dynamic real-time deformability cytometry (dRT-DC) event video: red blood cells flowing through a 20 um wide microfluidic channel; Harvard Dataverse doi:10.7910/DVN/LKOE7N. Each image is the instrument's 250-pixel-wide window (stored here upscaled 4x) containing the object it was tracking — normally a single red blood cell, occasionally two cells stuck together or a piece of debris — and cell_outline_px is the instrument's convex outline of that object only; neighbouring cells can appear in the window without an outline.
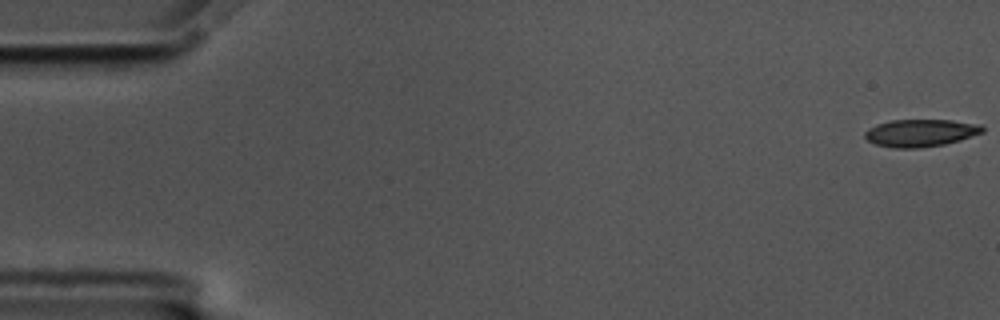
{"species": "common noctule bat (a hibernating species)", "species_latin": "Nyctalus noctula", "temperature_condition": "cold", "stored_images_in_passage": 58, "camera_frame_rate_fps": 3000, "um_per_image_px": 0.085, "animal": {"sex": "male", "body_mass_g": 17.5, "forearm_length_mm": 52.3}, "frame": {"image": 1, "passage_image": 1, "time_ms": 0.0, "image_size_px": [1000, 320], "cell_outline_px": [[984, 132], [960, 140], [944, 144], [920, 148], [892, 148], [876, 144], [868, 140], [864, 136], [864, 132], [868, 128], [876, 124], [892, 120], [952, 120], [984, 124]], "centroid_in_image_um": [78.27, 11.29], "position_along_channel_um": 6.7, "area_um2": 18.96}}
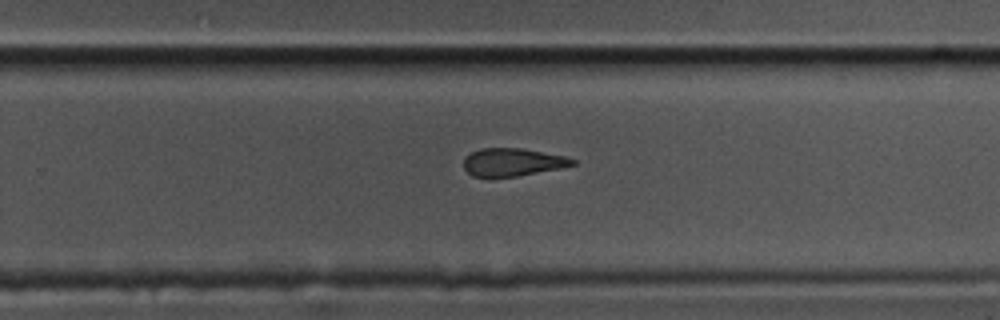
{"frame": {"image": 2, "passage_image": 37, "time_ms": 12.0, "image_size_px": [1000, 320], "cell_outline_px": [[576, 164], [516, 176], [472, 176], [464, 168], [464, 160], [472, 152], [480, 148], [520, 148], [564, 156], [576, 160]], "centroid_in_image_um": [43.54, 13.77], "position_along_channel_um": 286.3, "area_um2": 17.11}}
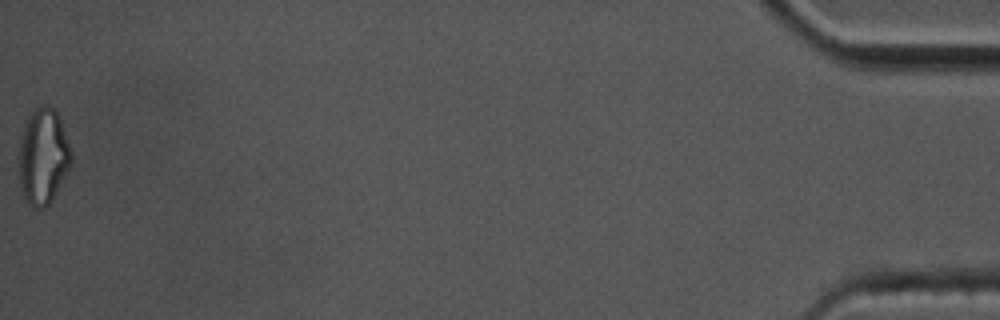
{"frame": {"image": 3, "passage_image": 58, "time_ms": 19.0, "image_size_px": [1000, 320], "cell_outline_px": [[72, 160], [52, 200], [44, 208], [36, 208], [28, 204], [24, 196], [20, 184], [20, 136], [24, 124], [32, 108], [44, 104], [52, 108], [60, 116], [72, 152]], "centroid_in_image_um": [3.67, 13.24], "position_along_channel_um": 431.5, "area_um2": 29.13}, "authors_computed_cell_mechanics": {"area_um2": 19.5942, "velocity_mm_per_s": 3.5053, "shape_relaxation_time_tau1_ms": null, "shape_relaxation_time_tau2_ms": 4.0291, "deformation_change_tau1": null, "deformation_change_tau2": 0.1074}}